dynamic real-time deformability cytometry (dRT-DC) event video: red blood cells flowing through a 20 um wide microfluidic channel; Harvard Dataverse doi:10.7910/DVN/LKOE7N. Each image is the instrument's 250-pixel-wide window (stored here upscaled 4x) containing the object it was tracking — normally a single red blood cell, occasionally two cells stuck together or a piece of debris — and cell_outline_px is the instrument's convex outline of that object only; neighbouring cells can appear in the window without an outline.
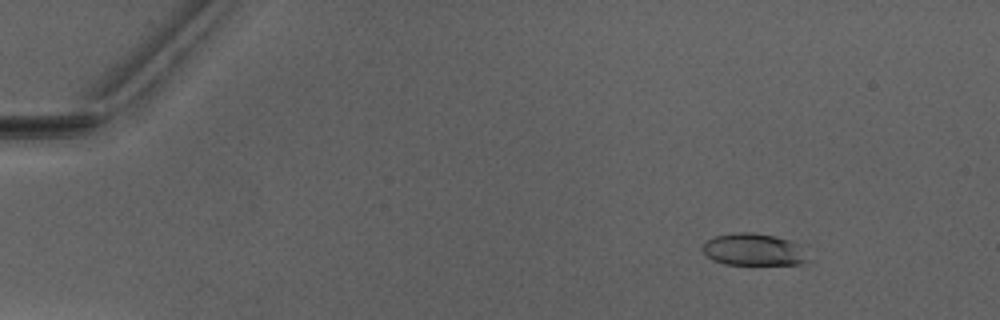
{"species": "Egyptian fruit bat (a non-hibernating species)", "species_latin": "Rousettus aegyptiacus", "temperature_condition": "warm", "stored_images_in_passage": 51, "camera_frame_rate_fps": 3000, "um_per_image_px": 0.085, "animal": {"sex": "male"}, "frame": {"image": 1, "passage_image": 6, "time_ms": 1.667, "image_size_px": [1000, 320], "cell_outline_px": [[808, 260], [800, 264], [724, 264], [712, 260], [700, 248], [712, 236], [732, 232], [748, 232], [776, 236], [792, 240], [796, 244]], "centroid_in_image_um": [63.97, 21.2], "position_along_channel_um": 21.0, "area_um2": 19.54}}
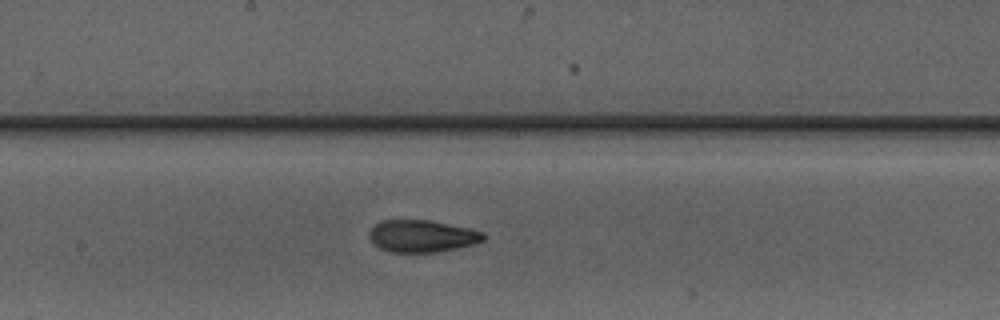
{"frame": {"image": 2, "passage_image": 28, "time_ms": 9.0, "image_size_px": [1000, 320], "cell_outline_px": [[484, 240], [472, 244], [456, 248], [436, 252], [388, 252], [380, 248], [368, 236], [368, 232], [376, 224], [384, 220], [428, 220], [468, 228], [484, 232]], "centroid_in_image_um": [35.85, 20.07], "position_along_channel_um": 212.3, "area_um2": 21.1}}
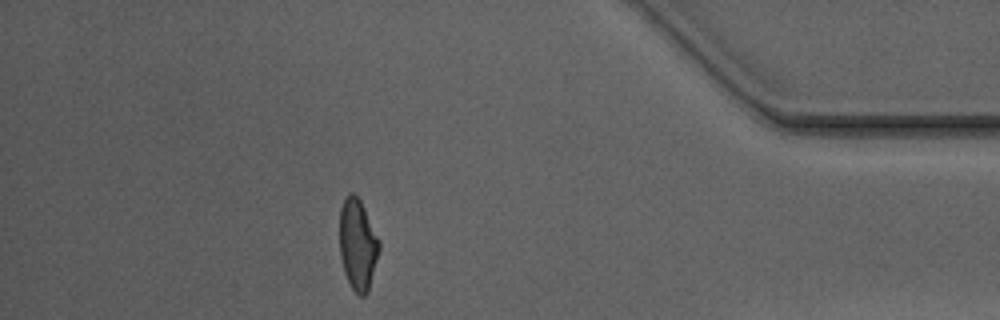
{"frame": {"image": 3, "passage_image": 45, "time_ms": 14.667, "image_size_px": [1000, 320], "cell_outline_px": [[380, 248], [368, 292], [364, 296], [360, 296], [352, 288], [344, 272], [340, 256], [340, 208], [348, 192], [352, 192], [360, 200], [380, 240]], "centroid_in_image_um": [30.41, 20.78], "position_along_channel_um": 404.8, "area_um2": 20.92}, "authors_computed_cell_mechanics": {"area_um2": 21.097, "velocity_mm_per_s": 4.0851, "shape_relaxation_time_tau1_ms": 5.868, "shape_relaxation_time_tau2_ms": 1.5874, "deformation_change_tau1": 0.2228, "deformation_change_tau2": 0.087}}